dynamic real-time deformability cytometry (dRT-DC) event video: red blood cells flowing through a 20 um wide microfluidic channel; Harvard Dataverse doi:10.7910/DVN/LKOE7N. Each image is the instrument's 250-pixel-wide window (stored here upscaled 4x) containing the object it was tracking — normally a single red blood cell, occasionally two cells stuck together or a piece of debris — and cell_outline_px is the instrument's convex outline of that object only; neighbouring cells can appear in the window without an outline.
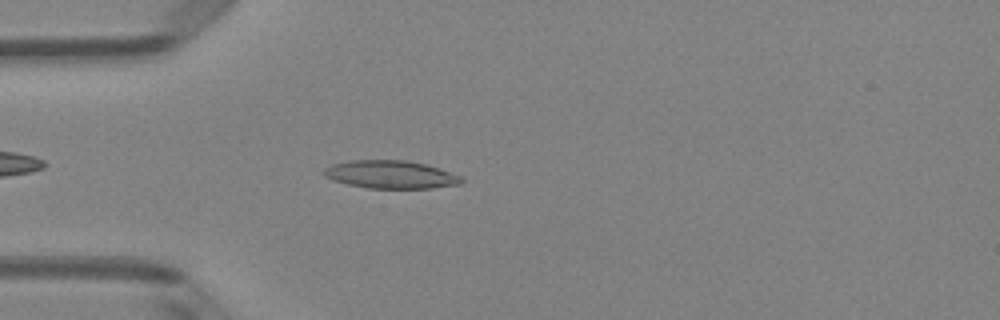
{"species": "Egyptian fruit bat (a non-hibernating species)", "species_latin": "Rousettus aegyptiacus", "temperature_condition": "room temperature", "stored_images_in_passage": 39, "camera_frame_rate_fps": 3000, "um_per_image_px": 0.085, "animal": {"sex": "female"}, "frame": {"image": 1, "passage_image": 5, "time_ms": 1.333, "image_size_px": [1000, 320], "cell_outline_px": [[464, 180], [460, 184], [432, 188], [368, 188], [348, 184], [332, 180], [324, 176], [320, 172], [324, 168], [332, 164], [348, 160], [408, 160], [428, 164], [440, 168], [460, 176]], "centroid_in_image_um": [33.18, 14.82], "position_along_channel_um": 51.8, "area_um2": 22.66}}
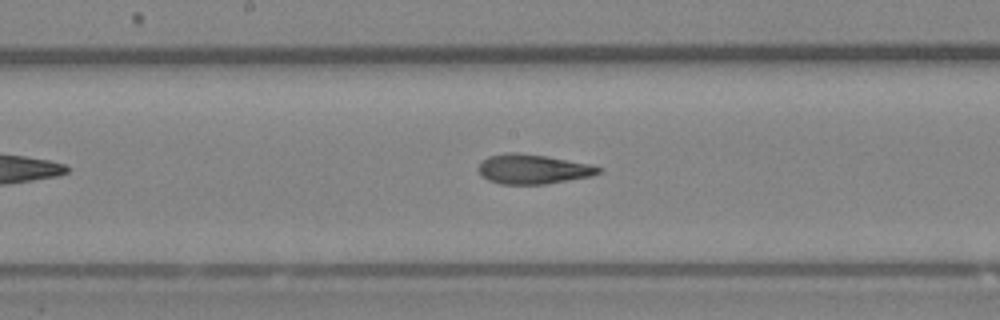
{"frame": {"image": 2, "passage_image": 17, "time_ms": 5.333, "image_size_px": [1000, 320], "cell_outline_px": [[600, 172], [592, 176], [544, 184], [500, 184], [488, 180], [480, 176], [476, 168], [480, 160], [488, 156], [508, 152], [520, 152], [544, 156], [588, 164], [600, 168]], "centroid_in_image_um": [45.18, 14.37], "position_along_channel_um": 203.0, "area_um2": 20.75}}
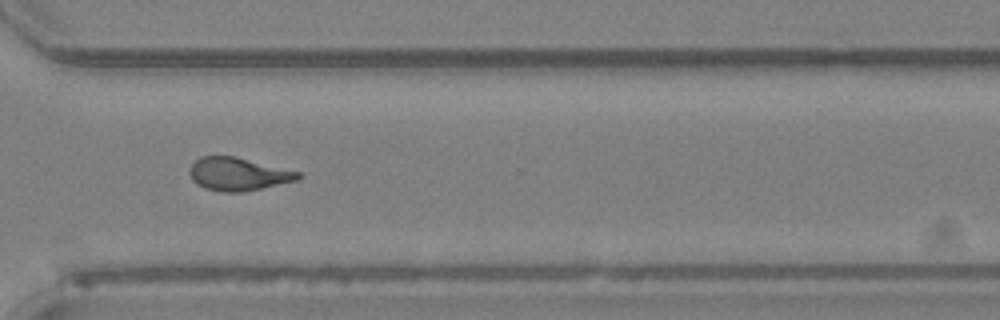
{"frame": {"image": 3, "passage_image": 28, "time_ms": 9.0, "image_size_px": [1000, 320], "cell_outline_px": [[304, 176], [296, 180], [260, 188], [240, 192], [224, 192], [204, 188], [196, 184], [192, 180], [188, 172], [188, 168], [200, 156], [236, 156], [300, 172]], "centroid_in_image_um": [20.2, 14.78], "position_along_channel_um": 350.4, "area_um2": 20.87}, "authors_computed_cell_mechanics": {"area_um2": 20.8658, "velocity_mm_per_s": 4.0149, "shape_relaxation_time_tau1_ms": null, "shape_relaxation_time_tau2_ms": 2.2796, "deformation_change_tau1": null, "deformation_change_tau2": 0.0967}}